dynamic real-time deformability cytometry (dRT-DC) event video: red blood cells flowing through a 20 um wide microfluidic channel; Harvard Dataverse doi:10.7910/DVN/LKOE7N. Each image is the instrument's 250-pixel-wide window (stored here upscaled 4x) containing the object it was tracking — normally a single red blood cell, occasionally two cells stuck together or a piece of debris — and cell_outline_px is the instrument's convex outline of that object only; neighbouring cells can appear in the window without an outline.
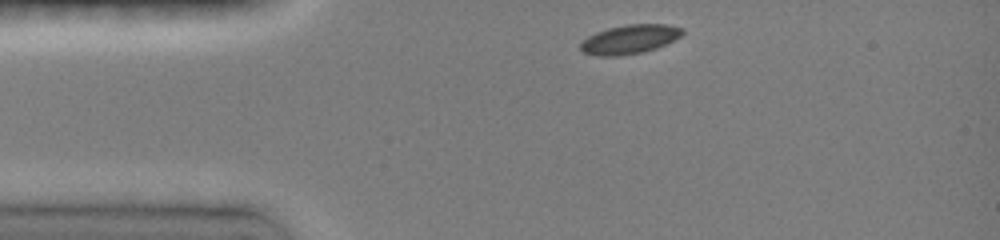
{"species": "common noctule bat (a hibernating species)", "species_latin": "Nyctalus noctula", "temperature_condition": "room temperature", "stored_images_in_passage": 40, "camera_frame_rate_fps": 3000, "um_per_image_px": 0.085, "animal": {"sex": "female", "body_mass_g": 19.0, "forearm_length_mm": 51.5}, "frame": {"image": 1, "passage_image": 1, "time_ms": 0.0, "image_size_px": [1000, 240], "cell_outline_px": [[684, 32], [680, 36], [656, 48], [644, 52], [620, 56], [600, 56], [584, 52], [580, 48], [580, 44], [588, 36], [596, 32], [608, 28], [628, 24], [668, 24], [684, 28]], "centroid_in_image_um": [53.53, 3.33], "position_along_channel_um": 31.5, "area_um2": 17.17}}
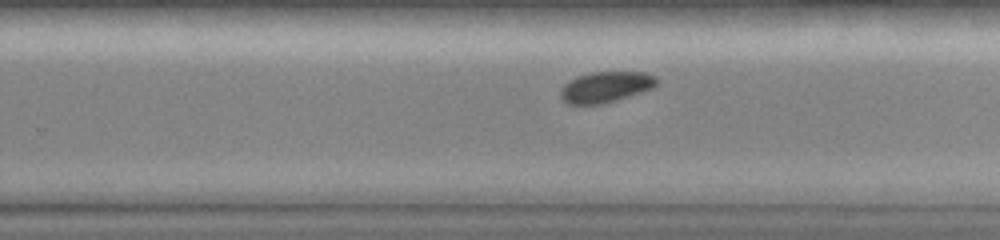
{"frame": {"image": 2, "passage_image": 27, "time_ms": 7.0, "image_size_px": [1000, 240], "cell_outline_px": [[656, 84], [652, 88], [628, 96], [600, 104], [568, 104], [560, 96], [560, 88], [564, 84], [580, 76], [592, 72], [644, 72], [656, 76]], "centroid_in_image_um": [51.47, 7.39], "position_along_channel_um": 278.3, "area_um2": 16.88}}
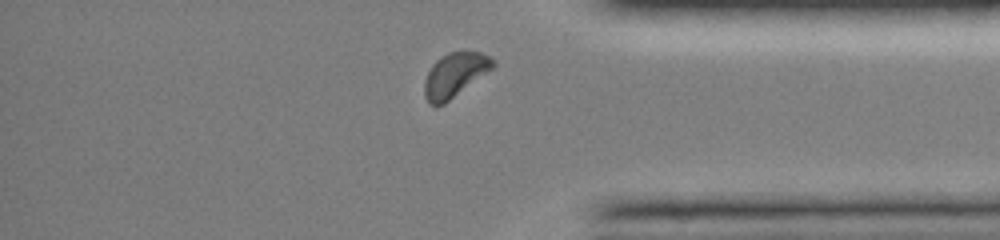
{"frame": {"image": 3, "passage_image": 37, "time_ms": 10.0, "image_size_px": [1000, 240], "cell_outline_px": [[496, 64], [492, 68], [444, 104], [428, 104], [424, 96], [424, 80], [432, 64], [436, 60], [448, 52], [480, 52], [496, 60]], "centroid_in_image_um": [38.63, 6.36], "position_along_channel_um": 396.6, "area_um2": 17.34}}